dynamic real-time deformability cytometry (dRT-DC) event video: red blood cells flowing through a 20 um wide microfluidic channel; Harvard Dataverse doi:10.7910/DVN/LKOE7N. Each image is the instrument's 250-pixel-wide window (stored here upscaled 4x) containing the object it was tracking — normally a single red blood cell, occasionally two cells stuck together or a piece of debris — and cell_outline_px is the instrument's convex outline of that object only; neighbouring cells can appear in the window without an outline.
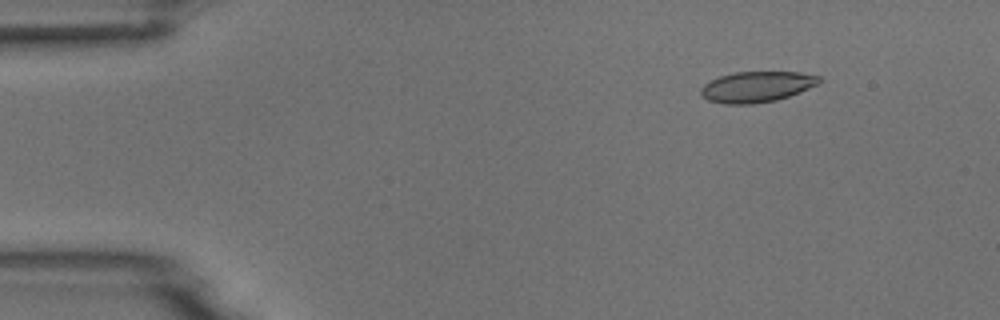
{"species": "common noctule bat (a hibernating species)", "species_latin": "Nyctalus noctula", "temperature_condition": "room temperature", "stored_images_in_passage": 4, "camera_frame_rate_fps": 3000, "um_per_image_px": 0.085, "animal": {"sex": "male", "body_mass_g": 18.8}, "frame": {"image": 1, "passage_image": 2, "time_ms": 1.333, "image_size_px": [1000, 320], "cell_outline_px": [[824, 80], [820, 84], [800, 92], [776, 100], [752, 104], [724, 104], [708, 100], [700, 92], [700, 88], [704, 84], [720, 76], [732, 72], [800, 72], [820, 76]], "centroid_in_image_um": [64.37, 7.37], "position_along_channel_um": 20.6, "area_um2": 21.33}}
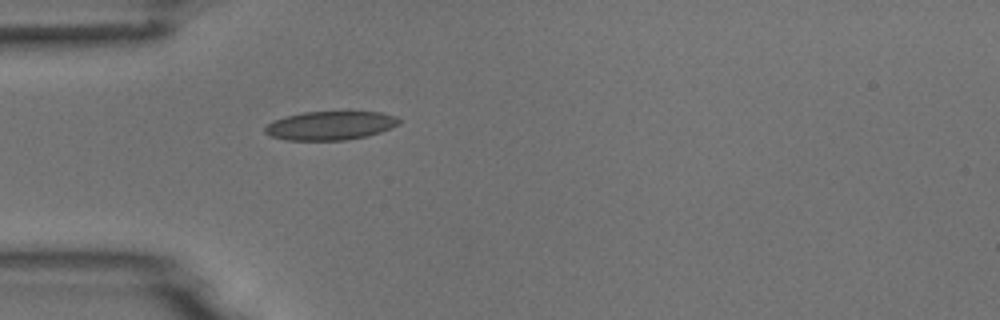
{"frame": {"image": 2, "passage_image": 4, "time_ms": 4.333, "image_size_px": [1000, 320], "cell_outline_px": [[400, 124], [392, 128], [368, 136], [344, 140], [284, 140], [272, 136], [264, 132], [264, 128], [272, 120], [304, 112], [348, 108], [380, 112], [396, 116], [400, 120]], "centroid_in_image_um": [28.15, 10.62], "position_along_channel_um": 56.9, "area_um2": 23.52}}